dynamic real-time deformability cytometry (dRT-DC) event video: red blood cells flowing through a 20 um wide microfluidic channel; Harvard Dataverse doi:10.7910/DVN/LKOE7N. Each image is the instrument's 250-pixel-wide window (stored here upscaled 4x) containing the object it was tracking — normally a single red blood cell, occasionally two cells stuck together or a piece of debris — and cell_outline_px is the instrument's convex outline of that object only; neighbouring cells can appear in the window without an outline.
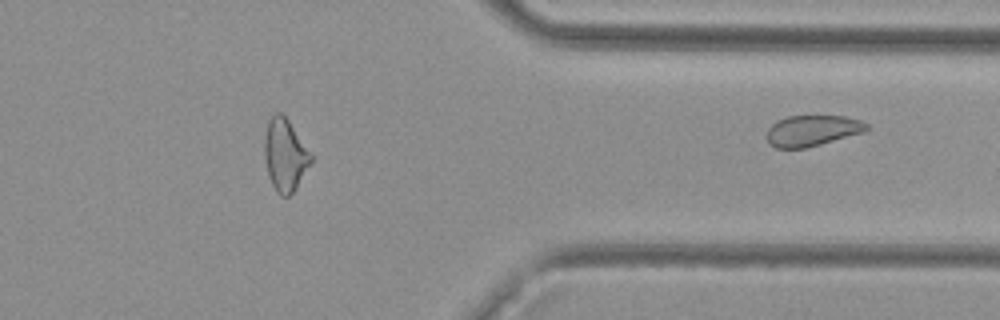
{"species": "common noctule bat (a hibernating species)", "species_latin": "Nyctalus noctula", "temperature_condition": "cold", "stored_images_in_passage": 38, "segment_of_instrument_passage": [2, 2], "camera_frame_rate_fps": 3000, "um_per_image_px": 0.085, "animal": {"sex": "female", "body_mass_g": 29.2, "forearm_length_mm": 56.3}, "frame": {"image": 1, "passage_image": 38, "time_ms": 12.333, "image_size_px": [1000, 320], "cell_outline_px": [[868, 128], [864, 132], [820, 144], [804, 148], [776, 148], [768, 144], [768, 128], [772, 124], [788, 116], [844, 116], [860, 120], [868, 124]], "centroid_in_image_um": [69.05, 11.1], "position_along_channel_um": 342.4, "area_um2": 17.74}}